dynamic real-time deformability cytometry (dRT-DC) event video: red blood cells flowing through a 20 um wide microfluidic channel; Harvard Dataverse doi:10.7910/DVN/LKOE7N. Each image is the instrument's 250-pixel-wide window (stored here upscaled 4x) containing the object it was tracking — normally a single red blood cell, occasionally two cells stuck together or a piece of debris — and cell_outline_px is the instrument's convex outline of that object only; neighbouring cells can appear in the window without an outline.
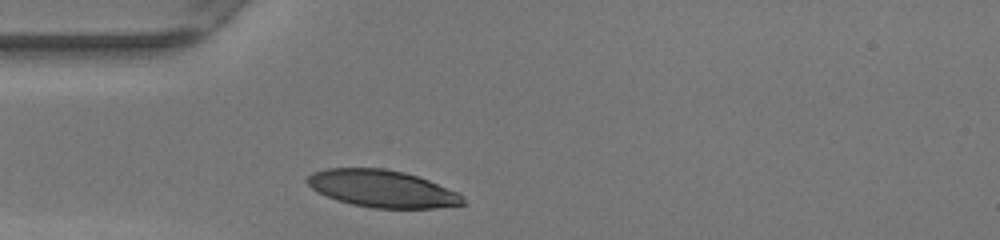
{"species": "human", "species_latin": "Homo sapiens", "temperature_condition": "warm", "stored_images_in_passage": 25, "camera_frame_rate_fps": 3000, "um_per_image_px": 0.085, "donor": {"sex": "female"}, "frame": {"image": 1, "passage_image": 1, "time_ms": 0.0, "image_size_px": [1000, 240], "cell_outline_px": [[464, 204], [436, 208], [372, 208], [352, 204], [336, 200], [316, 192], [304, 180], [312, 172], [324, 168], [384, 168], [404, 172], [428, 180], [460, 192], [464, 196]], "centroid_in_image_um": [32.47, 16.04], "position_along_channel_um": 52.5, "area_um2": 33.99}}
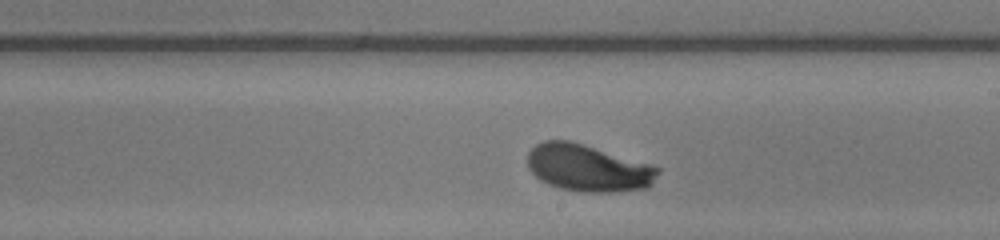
{"frame": {"image": 2, "passage_image": 15, "time_ms": 4.667, "image_size_px": [1000, 240], "cell_outline_px": [[660, 172], [652, 184], [648, 188], [612, 192], [580, 192], [560, 188], [548, 184], [540, 180], [528, 168], [528, 152], [536, 144], [544, 140], [568, 140], [584, 144], [648, 164], [660, 168]], "centroid_in_image_um": [49.97, 14.29], "position_along_channel_um": 239.0, "area_um2": 35.6}}
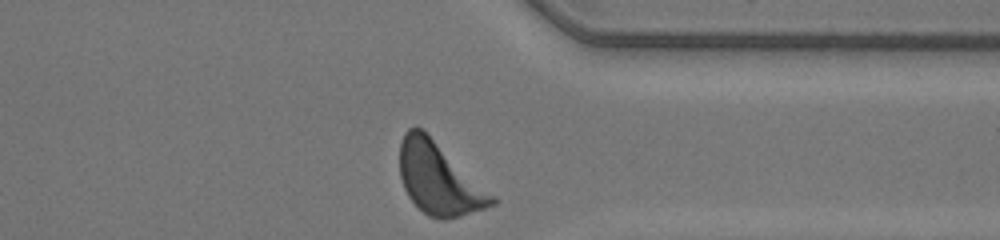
{"frame": {"image": 3, "passage_image": 25, "time_ms": 8.0, "image_size_px": [1000, 240], "cell_outline_px": [[496, 204], [460, 216], [444, 220], [440, 220], [428, 216], [408, 196], [404, 188], [400, 176], [400, 144], [404, 132], [408, 128], [416, 124], [496, 196]], "centroid_in_image_um": [37.3, 15.2], "position_along_channel_um": 374.1, "area_um2": 38.15}, "authors_computed_cell_mechanics": {"area_um2": 35.4314, "velocity_mm_per_s": 4.1867, "shape_relaxation_time_tau1_ms": 2.4151, "shape_relaxation_time_tau2_ms": null, "deformation_change_tau1": 0.161, "deformation_change_tau2": null}}